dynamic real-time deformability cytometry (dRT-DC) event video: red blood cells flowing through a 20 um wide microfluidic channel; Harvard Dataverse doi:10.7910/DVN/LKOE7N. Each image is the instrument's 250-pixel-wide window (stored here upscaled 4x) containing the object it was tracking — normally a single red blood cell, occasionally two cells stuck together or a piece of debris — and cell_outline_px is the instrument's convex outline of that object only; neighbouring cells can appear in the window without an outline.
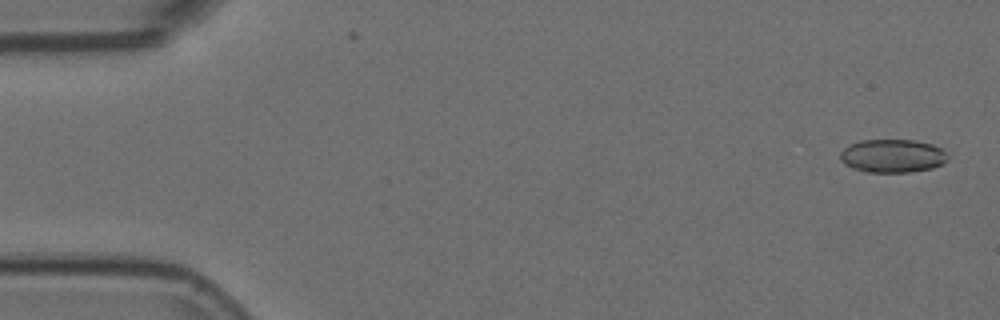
{"species": "Egyptian fruit bat (a non-hibernating species)", "species_latin": "Rousettus aegyptiacus", "temperature_condition": "room temperature", "stored_images_in_passage": 54, "camera_frame_rate_fps": 3000, "um_per_image_px": 0.085, "animal": {"sex": "female"}, "frame": {"image": 1, "passage_image": 2, "time_ms": 0.333, "image_size_px": [1000, 320], "cell_outline_px": [[948, 160], [932, 168], [908, 172], [868, 172], [852, 168], [844, 164], [840, 160], [840, 152], [848, 144], [860, 140], [912, 140], [932, 144], [940, 148], [948, 156]], "centroid_in_image_um": [75.82, 13.25], "position_along_channel_um": 9.2, "area_um2": 20.87}}
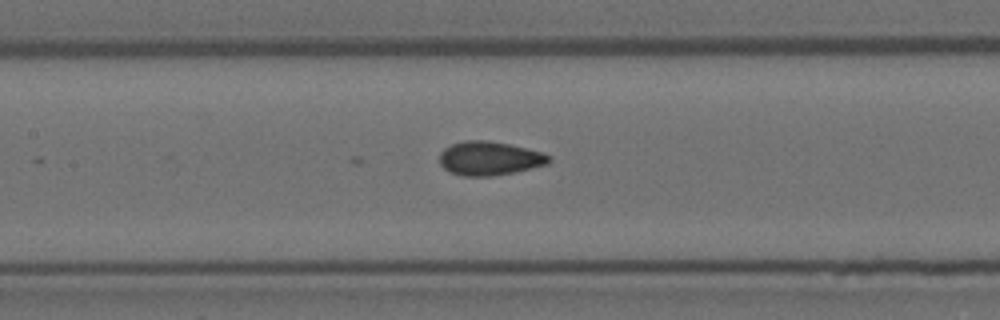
{"frame": {"image": 2, "passage_image": 25, "time_ms": 8.0, "image_size_px": [1000, 320], "cell_outline_px": [[552, 160], [548, 164], [512, 172], [492, 176], [464, 176], [448, 172], [440, 164], [440, 152], [444, 148], [452, 144], [464, 140], [488, 140], [508, 144], [540, 152], [552, 156]], "centroid_in_image_um": [41.58, 13.46], "position_along_channel_um": 165.8, "area_um2": 21.5}}
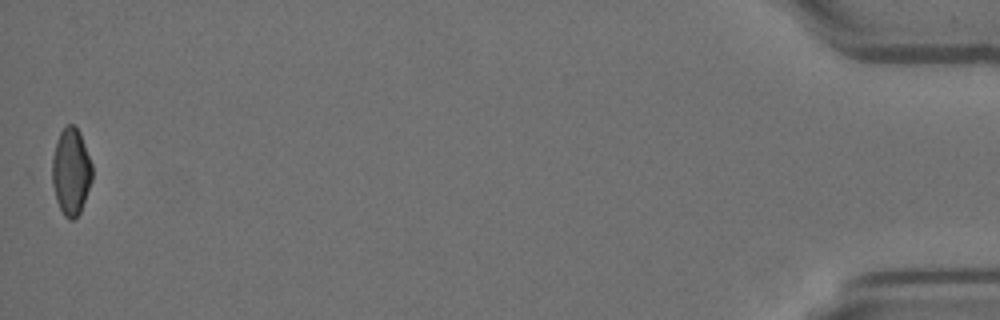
{"frame": {"image": 3, "passage_image": 54, "time_ms": 17.667, "image_size_px": [1000, 320], "cell_outline_px": [[92, 180], [80, 212], [72, 220], [68, 220], [64, 216], [44, 176], [56, 140], [60, 132], [68, 124], [72, 124], [80, 132], [92, 164]], "centroid_in_image_um": [5.92, 14.6], "position_along_channel_um": 429.3, "area_um2": 21.62}}